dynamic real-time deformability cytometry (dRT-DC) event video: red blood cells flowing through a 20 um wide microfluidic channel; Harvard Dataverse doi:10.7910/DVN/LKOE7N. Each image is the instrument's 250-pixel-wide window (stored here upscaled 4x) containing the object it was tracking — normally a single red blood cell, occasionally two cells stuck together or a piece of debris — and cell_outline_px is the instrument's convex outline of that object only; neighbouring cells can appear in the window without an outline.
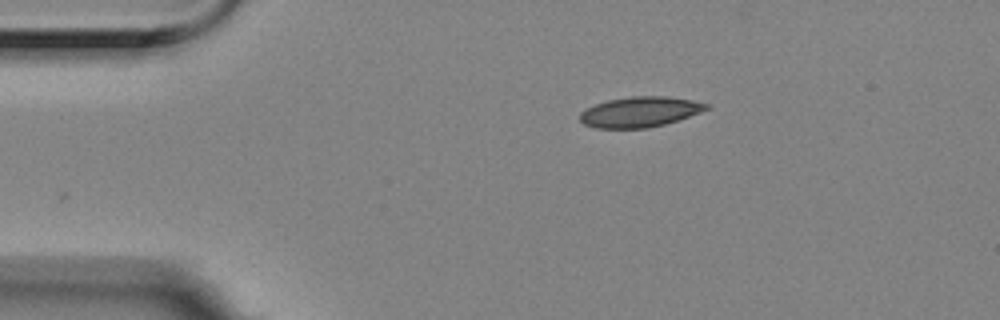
{"species": "Egyptian fruit bat (a non-hibernating species)", "species_latin": "Rousettus aegyptiacus", "temperature_condition": "room temperature", "stored_images_in_passage": 36, "camera_frame_rate_fps": 3000, "um_per_image_px": 0.085, "animal": {"sex": "female"}, "frame": {"image": 1, "passage_image": 1, "time_ms": 0.0, "image_size_px": [1000, 320], "cell_outline_px": [[712, 108], [664, 124], [648, 128], [596, 128], [584, 124], [580, 120], [580, 112], [596, 104], [608, 100], [632, 96], [668, 96], [692, 100], [708, 104]], "centroid_in_image_um": [54.4, 9.51], "position_along_channel_um": 30.6, "area_um2": 22.2}}
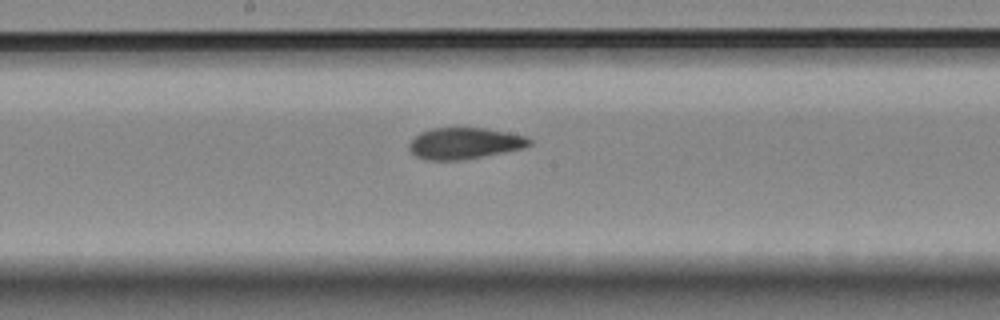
{"frame": {"image": 2, "passage_image": 20, "time_ms": 6.333, "image_size_px": [1000, 320], "cell_outline_px": [[532, 144], [524, 148], [460, 160], [424, 160], [416, 156], [408, 148], [408, 144], [420, 132], [432, 128], [484, 128], [508, 132], [528, 136], [532, 140]], "centroid_in_image_um": [39.5, 12.18], "position_along_channel_um": 208.7, "area_um2": 21.96}}
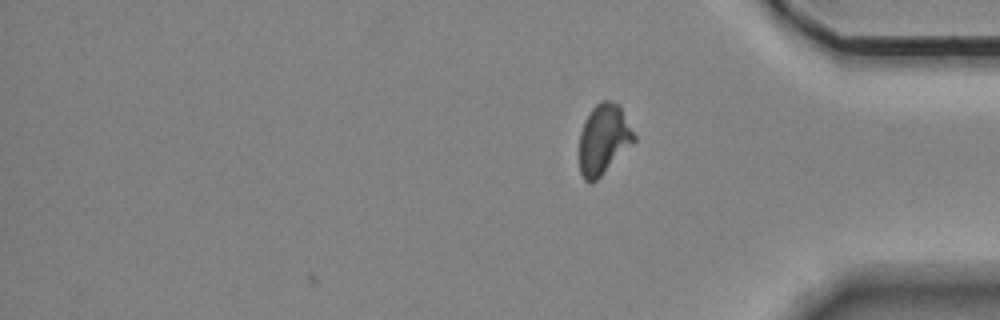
{"frame": {"image": 3, "passage_image": 36, "time_ms": 11.667, "image_size_px": [1000, 320], "cell_outline_px": [[636, 140], [592, 184], [588, 184], [584, 180], [580, 172], [580, 132], [584, 120], [592, 108], [600, 100], [612, 100], [620, 104], [636, 136]], "centroid_in_image_um": [51.31, 11.81], "position_along_channel_um": 383.9, "area_um2": 22.48}, "authors_computed_cell_mechanics": {"area_um2": 22.3686, "velocity_mm_per_s": 3.5209, "shape_relaxation_time_tau1_ms": null, "shape_relaxation_time_tau2_ms": 2.2836, "deformation_change_tau1": null, "deformation_change_tau2": 0.076}}